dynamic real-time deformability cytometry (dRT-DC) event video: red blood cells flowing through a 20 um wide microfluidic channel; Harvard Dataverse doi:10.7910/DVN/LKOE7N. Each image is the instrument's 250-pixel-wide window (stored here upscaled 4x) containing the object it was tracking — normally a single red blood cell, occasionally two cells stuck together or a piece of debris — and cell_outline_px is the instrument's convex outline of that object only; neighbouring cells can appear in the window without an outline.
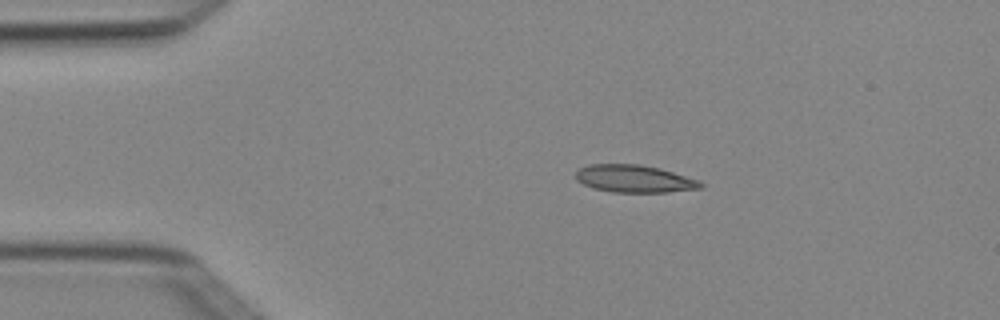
{"species": "Egyptian fruit bat (a non-hibernating species)", "species_latin": "Rousettus aegyptiacus", "temperature_condition": "cold", "stored_images_in_passage": 2, "camera_frame_rate_fps": 3000, "um_per_image_px": 0.085, "animal": {"sex": "female"}, "frame": {"image": 1, "passage_image": 1, "time_ms": 0.0, "image_size_px": [1000, 320], "cell_outline_px": [[704, 188], [668, 192], [612, 192], [592, 188], [576, 180], [576, 172], [580, 168], [588, 164], [640, 164], [660, 168], [700, 180], [704, 184]], "centroid_in_image_um": [53.95, 15.19], "position_along_channel_um": 31.1, "area_um2": 20.17}}